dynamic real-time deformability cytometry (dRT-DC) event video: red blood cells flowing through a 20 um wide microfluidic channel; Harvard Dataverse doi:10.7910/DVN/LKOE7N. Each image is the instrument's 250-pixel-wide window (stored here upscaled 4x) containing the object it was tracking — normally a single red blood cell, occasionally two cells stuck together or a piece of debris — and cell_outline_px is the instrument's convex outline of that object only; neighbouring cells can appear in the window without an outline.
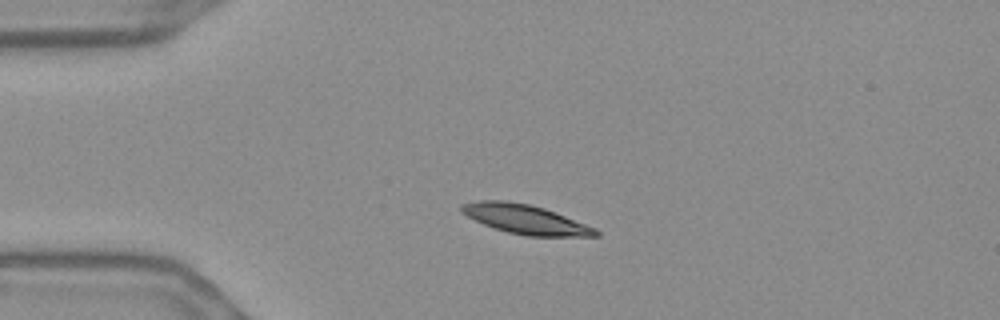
{"species": "Egyptian fruit bat (a non-hibernating species)", "species_latin": "Rousettus aegyptiacus", "temperature_condition": "warm", "stored_images_in_passage": 43, "camera_frame_rate_fps": 3000, "um_per_image_px": 0.085, "frame": {"image": 1, "passage_image": 1, "time_ms": 0.0, "image_size_px": [1000, 320], "cell_outline_px": [[600, 236], [528, 236], [508, 232], [492, 228], [460, 212], [460, 204], [480, 200], [504, 200], [528, 204], [544, 208], [556, 212], [596, 228], [600, 232]], "centroid_in_image_um": [44.66, 18.63], "position_along_channel_um": 40.3, "area_um2": 22.89}}
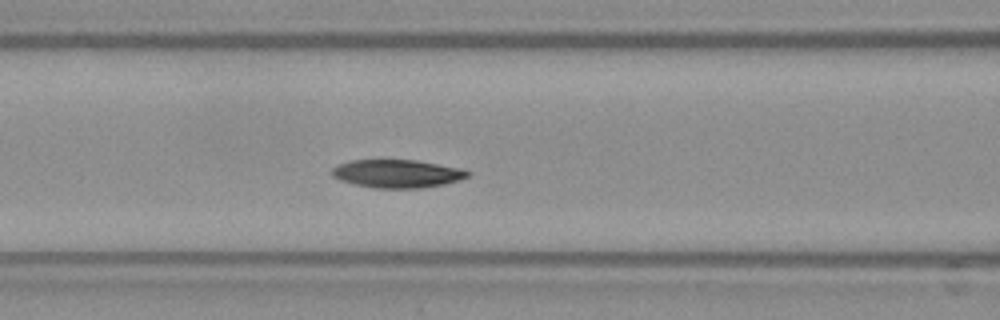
{"frame": {"image": 2, "passage_image": 11, "time_ms": 3.333, "image_size_px": [1000, 320], "cell_outline_px": [[472, 172], [468, 176], [460, 180], [444, 184], [420, 188], [372, 188], [340, 180], [332, 176], [332, 168], [348, 160], [416, 160], [460, 168]], "centroid_in_image_um": [33.76, 14.76], "position_along_channel_um": 132.8, "area_um2": 22.2}}
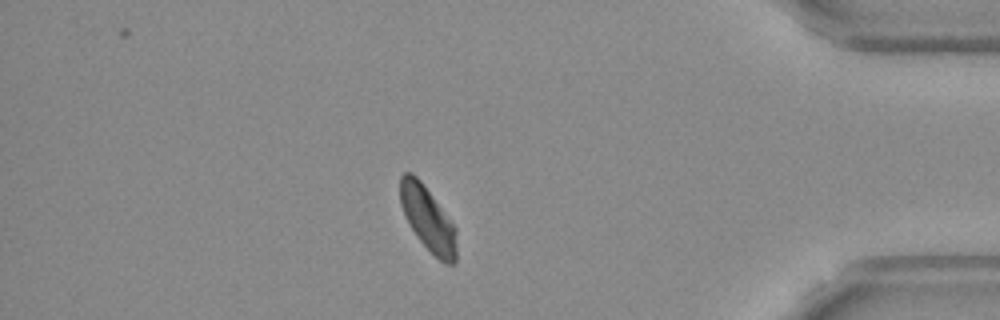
{"frame": {"image": 3, "passage_image": 36, "time_ms": 11.667, "image_size_px": [1000, 320], "cell_outline_px": [[456, 260], [452, 264], [444, 264], [416, 236], [400, 204], [400, 176], [404, 172], [412, 172], [420, 180], [456, 228]], "centroid_in_image_um": [36.36, 18.59], "position_along_channel_um": 398.8, "area_um2": 20.63}, "authors_computed_cell_mechanics": {"area_um2": 22.3686, "velocity_mm_per_s": 3.6405, "shape_relaxation_time_tau1_ms": 6.3756, "shape_relaxation_time_tau2_ms": null, "deformation_change_tau1": 0.1523, "deformation_change_tau2": null}}